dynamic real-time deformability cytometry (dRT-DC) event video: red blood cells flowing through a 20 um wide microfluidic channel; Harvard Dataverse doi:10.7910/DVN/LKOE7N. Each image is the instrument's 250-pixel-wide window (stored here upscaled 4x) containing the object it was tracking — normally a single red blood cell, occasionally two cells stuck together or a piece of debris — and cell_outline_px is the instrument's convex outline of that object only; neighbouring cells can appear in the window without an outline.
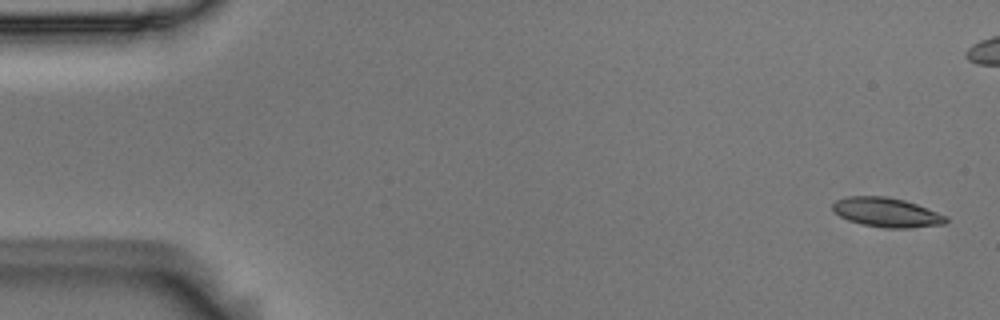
{"species": "Egyptian fruit bat (a non-hibernating species)", "species_latin": "Rousettus aegyptiacus", "temperature_condition": "room temperature", "stored_images_in_passage": 56, "camera_frame_rate_fps": 3000, "um_per_image_px": 0.085, "animal": {"sex": "male"}, "frame": {"image": 1, "passage_image": 2, "time_ms": 0.333, "image_size_px": [1000, 320], "cell_outline_px": [[948, 220], [944, 224], [908, 228], [888, 228], [864, 224], [848, 220], [832, 212], [832, 204], [836, 200], [848, 196], [884, 196], [904, 200], [916, 204], [948, 216]], "centroid_in_image_um": [75.35, 18.05], "position_along_channel_um": 9.7, "area_um2": 19.31}}
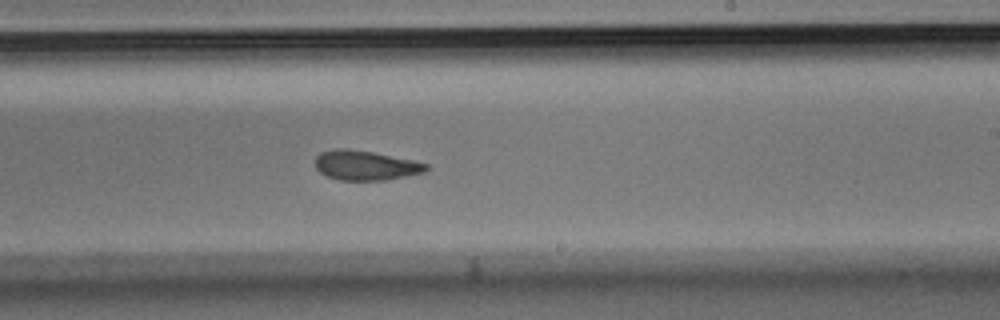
{"frame": {"image": 2, "passage_image": 33, "time_ms": 10.667, "image_size_px": [1000, 320], "cell_outline_px": [[428, 168], [424, 172], [384, 180], [340, 180], [328, 176], [320, 172], [316, 168], [316, 156], [320, 152], [336, 148], [348, 148], [372, 152], [412, 160], [428, 164]], "centroid_in_image_um": [31.04, 14.05], "position_along_channel_um": 258.0, "area_um2": 18.96}}
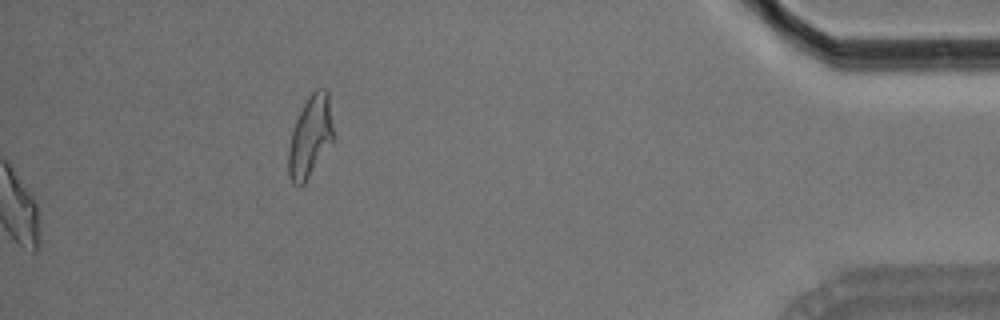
{"frame": {"image": 3, "passage_image": 56, "time_ms": 18.333, "image_size_px": [1000, 320], "cell_outline_px": [[336, 136], [304, 184], [300, 188], [292, 184], [288, 176], [288, 152], [292, 132], [296, 120], [308, 96], [316, 88], [324, 88], [328, 92]], "centroid_in_image_um": [26.39, 11.62], "position_along_channel_um": 408.8, "area_um2": 21.62}, "authors_computed_cell_mechanics": {"area_um2": 19.5942, "velocity_mm_per_s": 3.647, "shape_relaxation_time_tau1_ms": 5.2848, "shape_relaxation_time_tau2_ms": 2.3028, "deformation_change_tau1": 0.1408, "deformation_change_tau2": 0.0951}}